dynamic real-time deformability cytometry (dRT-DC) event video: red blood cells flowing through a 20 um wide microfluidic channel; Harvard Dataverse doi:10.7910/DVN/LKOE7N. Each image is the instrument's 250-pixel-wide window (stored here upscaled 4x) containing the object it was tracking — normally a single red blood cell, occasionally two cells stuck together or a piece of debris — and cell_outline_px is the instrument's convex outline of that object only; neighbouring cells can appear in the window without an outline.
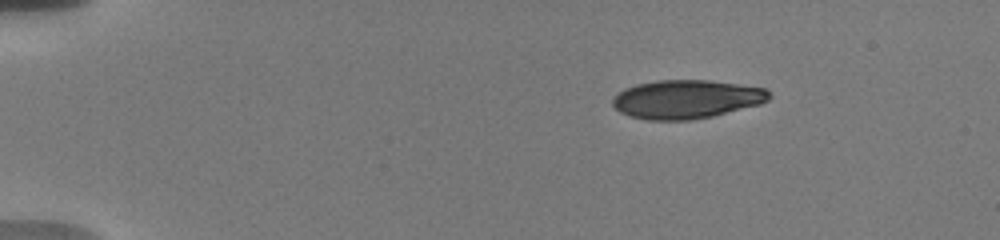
{"species": "human", "species_latin": "Homo sapiens", "temperature_condition": "warm", "stored_images_in_passage": 47, "camera_frame_rate_fps": 3000, "um_per_image_px": 0.085, "donor": {"sex": "male"}, "frame": {"image": 1, "passage_image": 1, "time_ms": 0.0, "image_size_px": [1000, 240], "cell_outline_px": [[772, 96], [768, 100], [760, 104], [712, 116], [692, 120], [648, 120], [628, 116], [620, 112], [612, 104], [612, 96], [624, 88], [636, 84], [656, 80], [708, 80], [764, 88]], "centroid_in_image_um": [58.29, 8.43], "position_along_channel_um": 26.7, "area_um2": 35.32}}
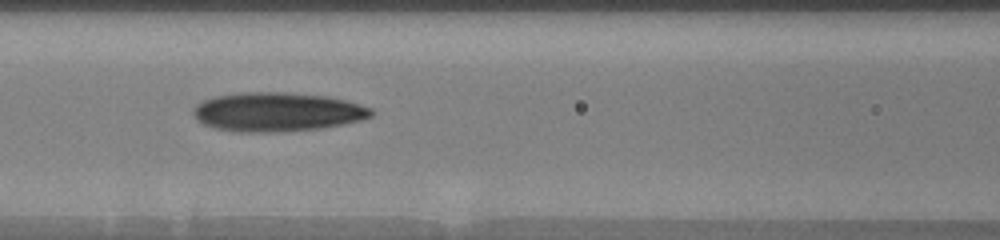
{"frame": {"image": 2, "passage_image": 18, "time_ms": 5.667, "image_size_px": [1000, 240], "cell_outline_px": [[372, 116], [360, 120], [344, 124], [324, 128], [284, 132], [232, 132], [216, 128], [204, 124], [196, 120], [192, 112], [192, 108], [196, 104], [204, 100], [216, 96], [244, 92], [284, 92], [328, 96], [360, 104], [372, 108]], "centroid_in_image_um": [23.54, 9.52], "position_along_channel_um": 143.1, "area_um2": 40.81}}
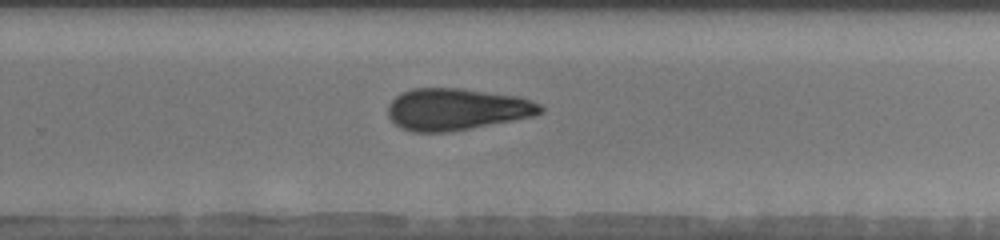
{"frame": {"image": 3, "passage_image": 30, "time_ms": 9.667, "image_size_px": [1000, 240], "cell_outline_px": [[544, 112], [532, 116], [512, 120], [448, 132], [412, 132], [400, 128], [388, 116], [388, 104], [400, 92], [412, 88], [456, 88], [516, 96], [540, 104], [544, 108]], "centroid_in_image_um": [38.76, 9.29], "position_along_channel_um": 291.0, "area_um2": 36.82}, "authors_computed_cell_mechanics": {"area_um2": 36.8186, "velocity_mm_per_s": 3.7114, "shape_relaxation_time_tau1_ms": 5.5201, "shape_relaxation_time_tau2_ms": 6.0908, "deformation_change_tau1": 0.1662, "deformation_change_tau2": 0.1582}}